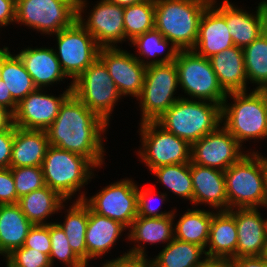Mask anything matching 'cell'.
<instances>
[{"instance_id": "cell-49", "label": "cell", "mask_w": 267, "mask_h": 267, "mask_svg": "<svg viewBox=\"0 0 267 267\" xmlns=\"http://www.w3.org/2000/svg\"><path fill=\"white\" fill-rule=\"evenodd\" d=\"M5 85L4 81L0 80V105L7 107L14 113L17 103L13 100L10 91Z\"/></svg>"}, {"instance_id": "cell-53", "label": "cell", "mask_w": 267, "mask_h": 267, "mask_svg": "<svg viewBox=\"0 0 267 267\" xmlns=\"http://www.w3.org/2000/svg\"><path fill=\"white\" fill-rule=\"evenodd\" d=\"M264 260L267 261V238H266V241H265V247H264V251H263V254L261 256Z\"/></svg>"}, {"instance_id": "cell-12", "label": "cell", "mask_w": 267, "mask_h": 267, "mask_svg": "<svg viewBox=\"0 0 267 267\" xmlns=\"http://www.w3.org/2000/svg\"><path fill=\"white\" fill-rule=\"evenodd\" d=\"M54 35L58 46L55 55L65 75L74 82L98 58L100 46L78 20Z\"/></svg>"}, {"instance_id": "cell-34", "label": "cell", "mask_w": 267, "mask_h": 267, "mask_svg": "<svg viewBox=\"0 0 267 267\" xmlns=\"http://www.w3.org/2000/svg\"><path fill=\"white\" fill-rule=\"evenodd\" d=\"M130 42L134 45L133 47L138 48L137 52L139 53V57L136 56V58L145 66L173 63L179 52L178 48H176L172 43H170L169 40L164 38V36L156 29L138 35ZM169 44L171 45L170 47H168ZM166 49H168L167 53L162 54L166 52ZM161 55L164 56L161 57V59H157V57ZM140 56H144L145 58H151V61H145L144 59H141L143 57ZM152 57H156V59H152Z\"/></svg>"}, {"instance_id": "cell-26", "label": "cell", "mask_w": 267, "mask_h": 267, "mask_svg": "<svg viewBox=\"0 0 267 267\" xmlns=\"http://www.w3.org/2000/svg\"><path fill=\"white\" fill-rule=\"evenodd\" d=\"M126 229L116 220L93 212L88 206V224L85 234L88 260L105 255Z\"/></svg>"}, {"instance_id": "cell-39", "label": "cell", "mask_w": 267, "mask_h": 267, "mask_svg": "<svg viewBox=\"0 0 267 267\" xmlns=\"http://www.w3.org/2000/svg\"><path fill=\"white\" fill-rule=\"evenodd\" d=\"M18 198L45 185L42 166L10 167Z\"/></svg>"}, {"instance_id": "cell-28", "label": "cell", "mask_w": 267, "mask_h": 267, "mask_svg": "<svg viewBox=\"0 0 267 267\" xmlns=\"http://www.w3.org/2000/svg\"><path fill=\"white\" fill-rule=\"evenodd\" d=\"M65 201L56 191L44 186L22 196L17 204L27 219L35 225L48 224L46 218L64 209L63 202Z\"/></svg>"}, {"instance_id": "cell-38", "label": "cell", "mask_w": 267, "mask_h": 267, "mask_svg": "<svg viewBox=\"0 0 267 267\" xmlns=\"http://www.w3.org/2000/svg\"><path fill=\"white\" fill-rule=\"evenodd\" d=\"M51 252L49 260L54 266V259L64 263L67 267H87V265L71 249L67 236L58 222H50Z\"/></svg>"}, {"instance_id": "cell-9", "label": "cell", "mask_w": 267, "mask_h": 267, "mask_svg": "<svg viewBox=\"0 0 267 267\" xmlns=\"http://www.w3.org/2000/svg\"><path fill=\"white\" fill-rule=\"evenodd\" d=\"M178 70L175 62L149 65L138 99L141 107V122L156 121L178 99L173 95L179 87Z\"/></svg>"}, {"instance_id": "cell-52", "label": "cell", "mask_w": 267, "mask_h": 267, "mask_svg": "<svg viewBox=\"0 0 267 267\" xmlns=\"http://www.w3.org/2000/svg\"><path fill=\"white\" fill-rule=\"evenodd\" d=\"M261 94L266 107L267 113V86L257 89Z\"/></svg>"}, {"instance_id": "cell-31", "label": "cell", "mask_w": 267, "mask_h": 267, "mask_svg": "<svg viewBox=\"0 0 267 267\" xmlns=\"http://www.w3.org/2000/svg\"><path fill=\"white\" fill-rule=\"evenodd\" d=\"M211 221L212 211L188 209L179 218V221L174 224V238L199 245L205 250L209 238Z\"/></svg>"}, {"instance_id": "cell-32", "label": "cell", "mask_w": 267, "mask_h": 267, "mask_svg": "<svg viewBox=\"0 0 267 267\" xmlns=\"http://www.w3.org/2000/svg\"><path fill=\"white\" fill-rule=\"evenodd\" d=\"M203 254L205 250L201 246L174 238L150 260L151 267H197L207 258L201 257Z\"/></svg>"}, {"instance_id": "cell-55", "label": "cell", "mask_w": 267, "mask_h": 267, "mask_svg": "<svg viewBox=\"0 0 267 267\" xmlns=\"http://www.w3.org/2000/svg\"><path fill=\"white\" fill-rule=\"evenodd\" d=\"M2 49H0V80H1Z\"/></svg>"}, {"instance_id": "cell-3", "label": "cell", "mask_w": 267, "mask_h": 267, "mask_svg": "<svg viewBox=\"0 0 267 267\" xmlns=\"http://www.w3.org/2000/svg\"><path fill=\"white\" fill-rule=\"evenodd\" d=\"M224 178L228 210L265 207L266 161L261 153H246L224 171Z\"/></svg>"}, {"instance_id": "cell-51", "label": "cell", "mask_w": 267, "mask_h": 267, "mask_svg": "<svg viewBox=\"0 0 267 267\" xmlns=\"http://www.w3.org/2000/svg\"><path fill=\"white\" fill-rule=\"evenodd\" d=\"M121 7H127L143 2L144 0H106Z\"/></svg>"}, {"instance_id": "cell-25", "label": "cell", "mask_w": 267, "mask_h": 267, "mask_svg": "<svg viewBox=\"0 0 267 267\" xmlns=\"http://www.w3.org/2000/svg\"><path fill=\"white\" fill-rule=\"evenodd\" d=\"M49 146L46 131L15 126L10 167L42 166Z\"/></svg>"}, {"instance_id": "cell-37", "label": "cell", "mask_w": 267, "mask_h": 267, "mask_svg": "<svg viewBox=\"0 0 267 267\" xmlns=\"http://www.w3.org/2000/svg\"><path fill=\"white\" fill-rule=\"evenodd\" d=\"M169 191L193 203L190 163L170 164L151 170Z\"/></svg>"}, {"instance_id": "cell-42", "label": "cell", "mask_w": 267, "mask_h": 267, "mask_svg": "<svg viewBox=\"0 0 267 267\" xmlns=\"http://www.w3.org/2000/svg\"><path fill=\"white\" fill-rule=\"evenodd\" d=\"M154 192V189L152 190V187H148V188H144V189H139V187L137 186V210H138V216H143V217H147V218H160V217H164V216H168V215H173V211L170 212H159V208L160 206L158 205V207L152 206L150 205L151 203L149 201H151V196L154 197L155 194H152ZM160 197L159 199L161 200L160 202L162 203L163 201H165L167 194L166 193H162L160 192V194H158ZM150 199V200H149ZM153 199V198H152Z\"/></svg>"}, {"instance_id": "cell-6", "label": "cell", "mask_w": 267, "mask_h": 267, "mask_svg": "<svg viewBox=\"0 0 267 267\" xmlns=\"http://www.w3.org/2000/svg\"><path fill=\"white\" fill-rule=\"evenodd\" d=\"M94 168L97 167L88 158L53 146L48 147L42 163L45 185L65 200H71L88 184Z\"/></svg>"}, {"instance_id": "cell-15", "label": "cell", "mask_w": 267, "mask_h": 267, "mask_svg": "<svg viewBox=\"0 0 267 267\" xmlns=\"http://www.w3.org/2000/svg\"><path fill=\"white\" fill-rule=\"evenodd\" d=\"M220 127L191 145L192 163L226 171L245 155L238 141Z\"/></svg>"}, {"instance_id": "cell-23", "label": "cell", "mask_w": 267, "mask_h": 267, "mask_svg": "<svg viewBox=\"0 0 267 267\" xmlns=\"http://www.w3.org/2000/svg\"><path fill=\"white\" fill-rule=\"evenodd\" d=\"M209 60L220 85L227 94L248 91L243 48L230 47L213 55Z\"/></svg>"}, {"instance_id": "cell-16", "label": "cell", "mask_w": 267, "mask_h": 267, "mask_svg": "<svg viewBox=\"0 0 267 267\" xmlns=\"http://www.w3.org/2000/svg\"><path fill=\"white\" fill-rule=\"evenodd\" d=\"M73 82L59 97L36 89L17 104L14 125L23 129L46 131L56 119L63 102L72 94Z\"/></svg>"}, {"instance_id": "cell-11", "label": "cell", "mask_w": 267, "mask_h": 267, "mask_svg": "<svg viewBox=\"0 0 267 267\" xmlns=\"http://www.w3.org/2000/svg\"><path fill=\"white\" fill-rule=\"evenodd\" d=\"M72 93L108 124L116 102L122 97L99 58L73 82Z\"/></svg>"}, {"instance_id": "cell-7", "label": "cell", "mask_w": 267, "mask_h": 267, "mask_svg": "<svg viewBox=\"0 0 267 267\" xmlns=\"http://www.w3.org/2000/svg\"><path fill=\"white\" fill-rule=\"evenodd\" d=\"M174 62L178 70L179 86L184 93L191 99L214 102L222 106L227 93L220 85L208 58L193 50H179Z\"/></svg>"}, {"instance_id": "cell-21", "label": "cell", "mask_w": 267, "mask_h": 267, "mask_svg": "<svg viewBox=\"0 0 267 267\" xmlns=\"http://www.w3.org/2000/svg\"><path fill=\"white\" fill-rule=\"evenodd\" d=\"M233 46L225 17L210 4L201 17L198 39L192 50L209 59Z\"/></svg>"}, {"instance_id": "cell-35", "label": "cell", "mask_w": 267, "mask_h": 267, "mask_svg": "<svg viewBox=\"0 0 267 267\" xmlns=\"http://www.w3.org/2000/svg\"><path fill=\"white\" fill-rule=\"evenodd\" d=\"M243 52L247 79L258 85L255 89L267 86V30Z\"/></svg>"}, {"instance_id": "cell-14", "label": "cell", "mask_w": 267, "mask_h": 267, "mask_svg": "<svg viewBox=\"0 0 267 267\" xmlns=\"http://www.w3.org/2000/svg\"><path fill=\"white\" fill-rule=\"evenodd\" d=\"M86 2V0H77V20L93 36L100 47H117L116 43L126 41L123 20L124 7L101 0L93 6L85 21L82 13L87 7Z\"/></svg>"}, {"instance_id": "cell-20", "label": "cell", "mask_w": 267, "mask_h": 267, "mask_svg": "<svg viewBox=\"0 0 267 267\" xmlns=\"http://www.w3.org/2000/svg\"><path fill=\"white\" fill-rule=\"evenodd\" d=\"M193 205L208 204L218 211H228L224 171L190 162Z\"/></svg>"}, {"instance_id": "cell-47", "label": "cell", "mask_w": 267, "mask_h": 267, "mask_svg": "<svg viewBox=\"0 0 267 267\" xmlns=\"http://www.w3.org/2000/svg\"><path fill=\"white\" fill-rule=\"evenodd\" d=\"M230 267H267V261L261 256L233 258L229 260Z\"/></svg>"}, {"instance_id": "cell-22", "label": "cell", "mask_w": 267, "mask_h": 267, "mask_svg": "<svg viewBox=\"0 0 267 267\" xmlns=\"http://www.w3.org/2000/svg\"><path fill=\"white\" fill-rule=\"evenodd\" d=\"M31 76L37 89H43L53 83L63 81V72L54 49L52 48H26L17 54Z\"/></svg>"}, {"instance_id": "cell-43", "label": "cell", "mask_w": 267, "mask_h": 267, "mask_svg": "<svg viewBox=\"0 0 267 267\" xmlns=\"http://www.w3.org/2000/svg\"><path fill=\"white\" fill-rule=\"evenodd\" d=\"M23 246L33 248L49 256L51 252L50 223L33 225L28 232Z\"/></svg>"}, {"instance_id": "cell-48", "label": "cell", "mask_w": 267, "mask_h": 267, "mask_svg": "<svg viewBox=\"0 0 267 267\" xmlns=\"http://www.w3.org/2000/svg\"><path fill=\"white\" fill-rule=\"evenodd\" d=\"M14 113L5 106L0 105V132L14 127Z\"/></svg>"}, {"instance_id": "cell-24", "label": "cell", "mask_w": 267, "mask_h": 267, "mask_svg": "<svg viewBox=\"0 0 267 267\" xmlns=\"http://www.w3.org/2000/svg\"><path fill=\"white\" fill-rule=\"evenodd\" d=\"M237 237L235 217L229 211H212L206 257L228 261L236 258Z\"/></svg>"}, {"instance_id": "cell-17", "label": "cell", "mask_w": 267, "mask_h": 267, "mask_svg": "<svg viewBox=\"0 0 267 267\" xmlns=\"http://www.w3.org/2000/svg\"><path fill=\"white\" fill-rule=\"evenodd\" d=\"M98 58L106 66L121 96L139 97L147 66L119 47H100Z\"/></svg>"}, {"instance_id": "cell-36", "label": "cell", "mask_w": 267, "mask_h": 267, "mask_svg": "<svg viewBox=\"0 0 267 267\" xmlns=\"http://www.w3.org/2000/svg\"><path fill=\"white\" fill-rule=\"evenodd\" d=\"M123 20L125 39L129 41L155 29V0L124 7Z\"/></svg>"}, {"instance_id": "cell-46", "label": "cell", "mask_w": 267, "mask_h": 267, "mask_svg": "<svg viewBox=\"0 0 267 267\" xmlns=\"http://www.w3.org/2000/svg\"><path fill=\"white\" fill-rule=\"evenodd\" d=\"M16 2L13 0H0V28L15 22Z\"/></svg>"}, {"instance_id": "cell-44", "label": "cell", "mask_w": 267, "mask_h": 267, "mask_svg": "<svg viewBox=\"0 0 267 267\" xmlns=\"http://www.w3.org/2000/svg\"><path fill=\"white\" fill-rule=\"evenodd\" d=\"M18 200L10 167L0 169V204H16Z\"/></svg>"}, {"instance_id": "cell-54", "label": "cell", "mask_w": 267, "mask_h": 267, "mask_svg": "<svg viewBox=\"0 0 267 267\" xmlns=\"http://www.w3.org/2000/svg\"><path fill=\"white\" fill-rule=\"evenodd\" d=\"M265 207L267 208V163H266V204Z\"/></svg>"}, {"instance_id": "cell-13", "label": "cell", "mask_w": 267, "mask_h": 267, "mask_svg": "<svg viewBox=\"0 0 267 267\" xmlns=\"http://www.w3.org/2000/svg\"><path fill=\"white\" fill-rule=\"evenodd\" d=\"M85 195L82 192L76 200H83L93 212L116 220L126 228L138 216L137 184L132 179L111 183L89 199Z\"/></svg>"}, {"instance_id": "cell-40", "label": "cell", "mask_w": 267, "mask_h": 267, "mask_svg": "<svg viewBox=\"0 0 267 267\" xmlns=\"http://www.w3.org/2000/svg\"><path fill=\"white\" fill-rule=\"evenodd\" d=\"M5 258L7 267H52L47 254L24 246L14 249Z\"/></svg>"}, {"instance_id": "cell-18", "label": "cell", "mask_w": 267, "mask_h": 267, "mask_svg": "<svg viewBox=\"0 0 267 267\" xmlns=\"http://www.w3.org/2000/svg\"><path fill=\"white\" fill-rule=\"evenodd\" d=\"M216 2L211 0V4L225 17L234 46L244 48L267 30L266 0L258 4L256 14L239 9L229 0H224L219 7Z\"/></svg>"}, {"instance_id": "cell-8", "label": "cell", "mask_w": 267, "mask_h": 267, "mask_svg": "<svg viewBox=\"0 0 267 267\" xmlns=\"http://www.w3.org/2000/svg\"><path fill=\"white\" fill-rule=\"evenodd\" d=\"M142 147L138 154L149 170L170 164L191 162V145L161 127L156 121L139 125Z\"/></svg>"}, {"instance_id": "cell-50", "label": "cell", "mask_w": 267, "mask_h": 267, "mask_svg": "<svg viewBox=\"0 0 267 267\" xmlns=\"http://www.w3.org/2000/svg\"><path fill=\"white\" fill-rule=\"evenodd\" d=\"M197 267H230L228 260L206 258Z\"/></svg>"}, {"instance_id": "cell-10", "label": "cell", "mask_w": 267, "mask_h": 267, "mask_svg": "<svg viewBox=\"0 0 267 267\" xmlns=\"http://www.w3.org/2000/svg\"><path fill=\"white\" fill-rule=\"evenodd\" d=\"M77 20V0H18L15 23L42 34H57ZM51 33V34H50Z\"/></svg>"}, {"instance_id": "cell-5", "label": "cell", "mask_w": 267, "mask_h": 267, "mask_svg": "<svg viewBox=\"0 0 267 267\" xmlns=\"http://www.w3.org/2000/svg\"><path fill=\"white\" fill-rule=\"evenodd\" d=\"M231 97L234 104L227 103ZM221 122L229 133L242 146L249 139L267 138V113L262 94L253 89L244 92L228 93L221 106Z\"/></svg>"}, {"instance_id": "cell-4", "label": "cell", "mask_w": 267, "mask_h": 267, "mask_svg": "<svg viewBox=\"0 0 267 267\" xmlns=\"http://www.w3.org/2000/svg\"><path fill=\"white\" fill-rule=\"evenodd\" d=\"M221 120V105L180 97L156 122L192 145L221 126Z\"/></svg>"}, {"instance_id": "cell-33", "label": "cell", "mask_w": 267, "mask_h": 267, "mask_svg": "<svg viewBox=\"0 0 267 267\" xmlns=\"http://www.w3.org/2000/svg\"><path fill=\"white\" fill-rule=\"evenodd\" d=\"M65 221L58 223L67 236L68 243L75 254L87 265V246L85 234L88 224V205L76 200L67 210Z\"/></svg>"}, {"instance_id": "cell-30", "label": "cell", "mask_w": 267, "mask_h": 267, "mask_svg": "<svg viewBox=\"0 0 267 267\" xmlns=\"http://www.w3.org/2000/svg\"><path fill=\"white\" fill-rule=\"evenodd\" d=\"M8 49L5 46L2 49L1 80L18 104L37 88L19 56L11 54Z\"/></svg>"}, {"instance_id": "cell-1", "label": "cell", "mask_w": 267, "mask_h": 267, "mask_svg": "<svg viewBox=\"0 0 267 267\" xmlns=\"http://www.w3.org/2000/svg\"><path fill=\"white\" fill-rule=\"evenodd\" d=\"M108 125L72 93L46 133L50 146L82 155L98 168L104 163V137L101 136Z\"/></svg>"}, {"instance_id": "cell-19", "label": "cell", "mask_w": 267, "mask_h": 267, "mask_svg": "<svg viewBox=\"0 0 267 267\" xmlns=\"http://www.w3.org/2000/svg\"><path fill=\"white\" fill-rule=\"evenodd\" d=\"M228 211L235 217L237 227L236 258L262 256L267 238V219L261 216L258 208Z\"/></svg>"}, {"instance_id": "cell-41", "label": "cell", "mask_w": 267, "mask_h": 267, "mask_svg": "<svg viewBox=\"0 0 267 267\" xmlns=\"http://www.w3.org/2000/svg\"><path fill=\"white\" fill-rule=\"evenodd\" d=\"M129 250L122 256L103 263L102 267H151V261L146 258L145 245H134Z\"/></svg>"}, {"instance_id": "cell-29", "label": "cell", "mask_w": 267, "mask_h": 267, "mask_svg": "<svg viewBox=\"0 0 267 267\" xmlns=\"http://www.w3.org/2000/svg\"><path fill=\"white\" fill-rule=\"evenodd\" d=\"M168 215L160 218H147L137 216L131 224L128 233V239L135 243L155 244L159 242H166L167 244L174 239V217ZM137 241V242H136Z\"/></svg>"}, {"instance_id": "cell-2", "label": "cell", "mask_w": 267, "mask_h": 267, "mask_svg": "<svg viewBox=\"0 0 267 267\" xmlns=\"http://www.w3.org/2000/svg\"><path fill=\"white\" fill-rule=\"evenodd\" d=\"M211 0H155V29L178 50H192Z\"/></svg>"}, {"instance_id": "cell-27", "label": "cell", "mask_w": 267, "mask_h": 267, "mask_svg": "<svg viewBox=\"0 0 267 267\" xmlns=\"http://www.w3.org/2000/svg\"><path fill=\"white\" fill-rule=\"evenodd\" d=\"M33 224L16 204H0V254L22 247Z\"/></svg>"}, {"instance_id": "cell-45", "label": "cell", "mask_w": 267, "mask_h": 267, "mask_svg": "<svg viewBox=\"0 0 267 267\" xmlns=\"http://www.w3.org/2000/svg\"><path fill=\"white\" fill-rule=\"evenodd\" d=\"M14 134L15 126L12 129L0 132V169L10 167Z\"/></svg>"}]
</instances>
